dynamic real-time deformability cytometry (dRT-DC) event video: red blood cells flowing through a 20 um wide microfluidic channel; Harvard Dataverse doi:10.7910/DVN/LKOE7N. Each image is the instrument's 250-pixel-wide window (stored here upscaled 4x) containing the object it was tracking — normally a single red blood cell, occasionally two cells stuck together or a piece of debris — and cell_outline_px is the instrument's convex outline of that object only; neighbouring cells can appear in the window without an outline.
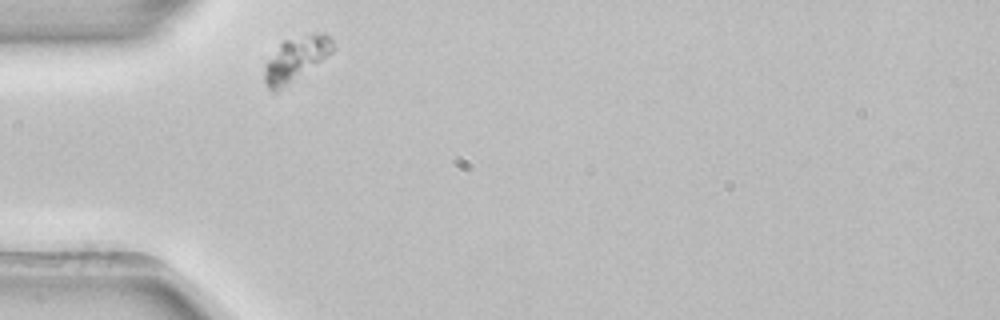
{"species": "common noctule bat (a hibernating species)", "species_latin": "Nyctalus noctula", "temperature_condition": "room temperature", "stored_images_in_passage": 7, "camera_frame_rate_fps": 3000, "um_per_image_px": 0.085, "animal": {"sex": "female", "body_mass_g": 22.7, "forearm_length_mm": 54.2}, "frame": {"image": 1, "passage_image": 1, "time_ms": 0.0, "image_size_px": [1000, 320], "cell_outline_px": [[336, 48], [332, 52], [280, 88], [272, 92], [264, 84], [264, 64], [280, 44], [284, 40], [320, 32], [324, 32], [332, 40]], "centroid_in_image_um": [25.13, 4.97], "position_along_channel_um": 59.9, "area_um2": 16.94}}
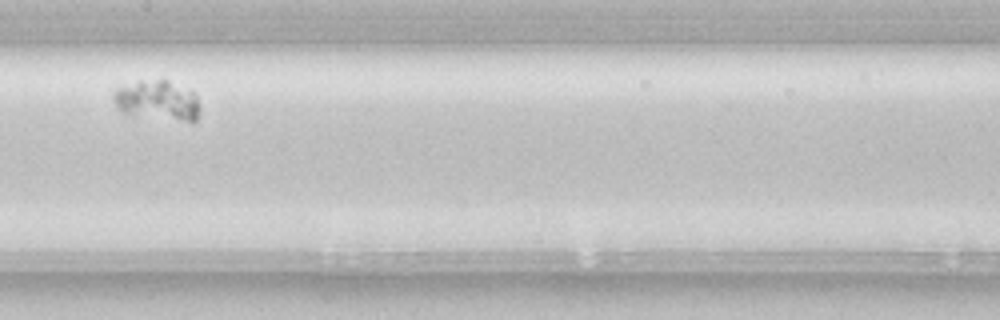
{"frame": {"image": 2, "passage_image": 4, "time_ms": 1.0, "image_size_px": [1000, 320], "cell_outline_px": [[200, 108], [196, 120], [188, 120], [132, 116], [124, 112], [112, 100], [112, 92], [116, 88], [140, 80], [168, 80], [192, 92], [196, 96], [200, 104]], "centroid_in_image_um": [13.34, 8.52], "position_along_channel_um": 194.1, "area_um2": 19.88}}
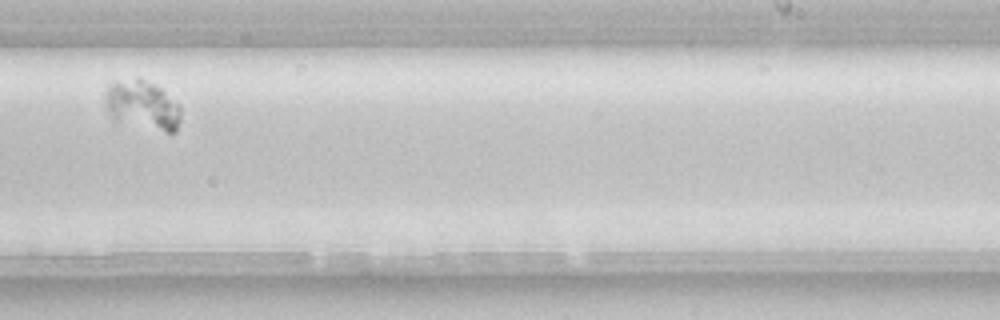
{"frame": {"image": 3, "passage_image": 6, "time_ms": 1.667, "image_size_px": [1000, 320], "cell_outline_px": [[180, 120], [176, 132], [164, 132], [112, 124], [104, 100], [104, 92], [108, 84], [112, 80], [136, 76], [140, 76], [160, 88], [180, 104]], "centroid_in_image_um": [12.01, 8.95], "position_along_channel_um": 277.0, "area_um2": 23.29}}